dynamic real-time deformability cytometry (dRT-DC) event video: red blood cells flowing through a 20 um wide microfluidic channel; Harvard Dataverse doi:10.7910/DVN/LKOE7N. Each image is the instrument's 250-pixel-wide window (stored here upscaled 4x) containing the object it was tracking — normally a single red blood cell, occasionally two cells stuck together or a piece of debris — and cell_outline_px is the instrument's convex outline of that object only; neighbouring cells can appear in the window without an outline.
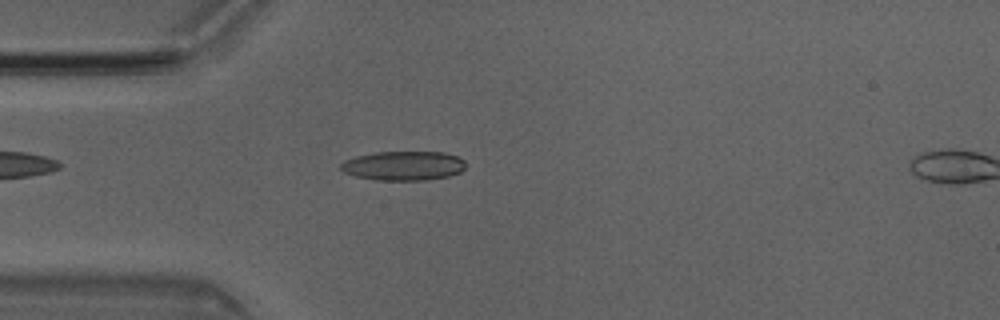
{"species": "Egyptian fruit bat (a non-hibernating species)", "species_latin": "Rousettus aegyptiacus", "temperature_condition": "room temperature", "stored_images_in_passage": 2, "camera_frame_rate_fps": 3000, "um_per_image_px": 0.085, "animal": {"sex": "male"}, "frame": {"image": 1, "passage_image": 1, "time_ms": 0.0, "image_size_px": [1000, 320], "cell_outline_px": [[464, 168], [460, 172], [448, 176], [424, 180], [376, 180], [356, 176], [344, 172], [340, 168], [340, 164], [344, 160], [356, 156], [372, 152], [444, 152], [456, 156], [464, 160]], "centroid_in_image_um": [34.26, 14.08], "position_along_channel_um": 50.7, "area_um2": 21.27}}